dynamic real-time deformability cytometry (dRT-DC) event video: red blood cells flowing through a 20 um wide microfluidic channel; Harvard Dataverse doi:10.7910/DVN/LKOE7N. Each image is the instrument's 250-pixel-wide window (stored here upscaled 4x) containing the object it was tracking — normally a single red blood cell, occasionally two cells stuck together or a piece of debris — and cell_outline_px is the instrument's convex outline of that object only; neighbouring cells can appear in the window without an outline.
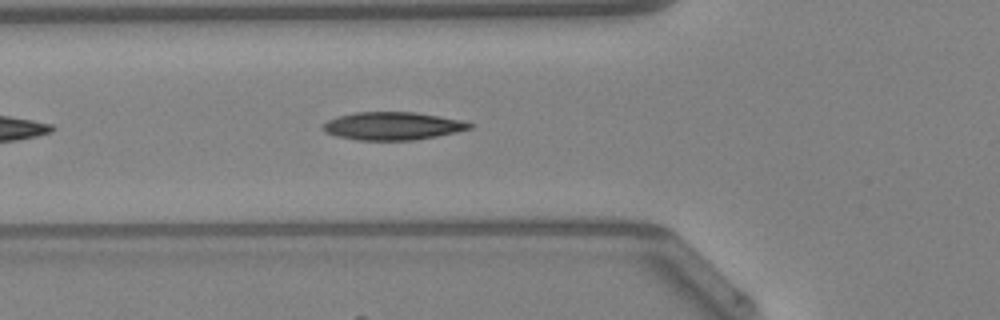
{"species": "Egyptian fruit bat (a non-hibernating species)", "species_latin": "Rousettus aegyptiacus", "temperature_condition": "warm", "stored_images_in_passage": 8, "camera_frame_rate_fps": 3000, "um_per_image_px": 0.085, "animal": {"sex": "female"}, "frame": {"image": 1, "passage_image": 5, "time_ms": 1.333, "image_size_px": [1000, 320], "cell_outline_px": [[472, 128], [456, 132], [436, 136], [412, 140], [356, 140], [336, 136], [324, 132], [320, 128], [328, 120], [340, 116], [356, 112], [416, 112], [464, 120], [472, 124]], "centroid_in_image_um": [33.37, 10.71], "position_along_channel_um": 92.4, "area_um2": 23.87}}